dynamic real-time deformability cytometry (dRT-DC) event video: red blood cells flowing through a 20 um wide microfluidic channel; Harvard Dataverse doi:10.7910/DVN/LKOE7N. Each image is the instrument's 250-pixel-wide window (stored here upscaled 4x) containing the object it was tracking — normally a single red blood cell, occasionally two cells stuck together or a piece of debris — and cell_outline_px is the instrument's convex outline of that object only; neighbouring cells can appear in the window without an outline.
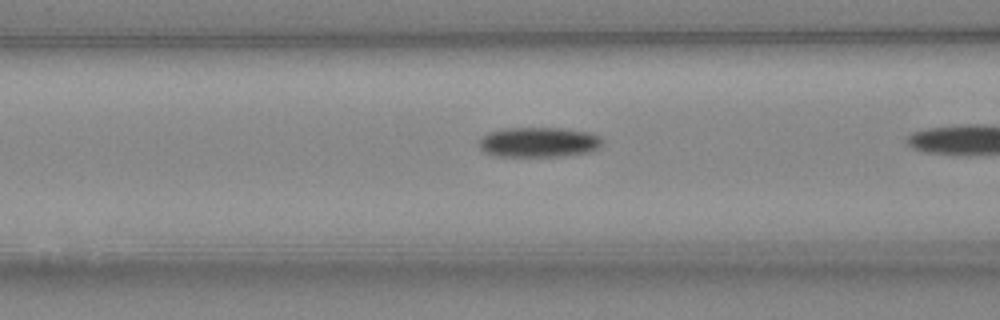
{"species": "Egyptian fruit bat (a non-hibernating species)", "species_latin": "Rousettus aegyptiacus", "temperature_condition": "cold", "stored_images_in_passage": 7, "camera_frame_rate_fps": 3000, "um_per_image_px": 0.085, "animal": {"sex": "female"}, "frame": {"image": 1, "passage_image": 5, "time_ms": 1.333, "image_size_px": [1000, 320], "cell_outline_px": [[604, 140], [596, 148], [588, 152], [560, 156], [496, 156], [480, 148], [480, 136], [488, 132], [504, 128], [564, 128], [588, 132], [600, 136]], "centroid_in_image_um": [45.78, 12.07], "position_along_channel_um": 120.8, "area_um2": 21.44}}